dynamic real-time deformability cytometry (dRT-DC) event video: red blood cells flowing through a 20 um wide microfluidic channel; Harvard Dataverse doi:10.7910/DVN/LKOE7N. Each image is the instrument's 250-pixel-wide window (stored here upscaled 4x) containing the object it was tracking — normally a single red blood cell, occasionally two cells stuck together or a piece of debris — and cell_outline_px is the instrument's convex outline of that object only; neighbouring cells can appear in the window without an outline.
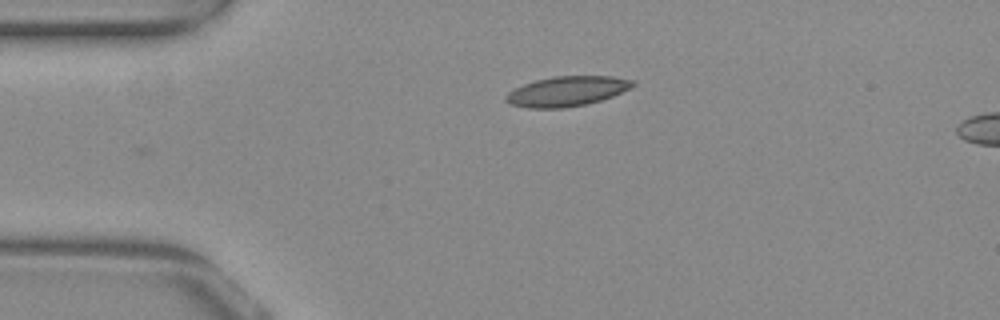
{"species": "common noctule bat (a hibernating species)", "species_latin": "Nyctalus noctula", "temperature_condition": "warm", "stored_images_in_passage": 5, "camera_frame_rate_fps": 3000, "um_per_image_px": 0.085, "animal": {"sex": "female", "body_mass_g": 29.2, "forearm_length_mm": 56.3}, "frame": {"image": 1, "passage_image": 1, "time_ms": 0.0, "image_size_px": [1000, 320], "cell_outline_px": [[636, 84], [632, 88], [612, 96], [600, 100], [584, 104], [564, 108], [528, 108], [508, 104], [504, 100], [504, 96], [508, 92], [524, 84], [536, 80], [552, 76], [612, 76], [636, 80]], "centroid_in_image_um": [48.19, 7.75], "position_along_channel_um": 36.8, "area_um2": 22.25}}